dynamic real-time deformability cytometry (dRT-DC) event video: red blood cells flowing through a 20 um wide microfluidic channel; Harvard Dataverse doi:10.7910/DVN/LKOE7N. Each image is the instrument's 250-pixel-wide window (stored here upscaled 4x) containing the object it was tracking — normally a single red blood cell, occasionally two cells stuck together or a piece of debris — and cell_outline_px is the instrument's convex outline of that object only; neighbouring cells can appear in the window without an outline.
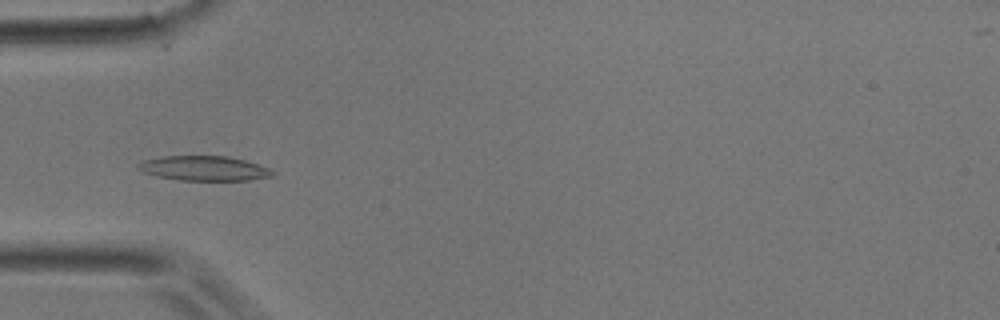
{"species": "common noctule bat (a hibernating species)", "species_latin": "Nyctalus noctula", "temperature_condition": "room temperature", "stored_images_in_passage": 46, "camera_frame_rate_fps": 3000, "um_per_image_px": 0.085, "animal": {"sex": "male", "body_mass_g": 17.9}, "frame": {"image": 1, "passage_image": 15, "time_ms": 4.667, "image_size_px": [1000, 320], "cell_outline_px": [[276, 172], [272, 176], [248, 180], [180, 180], [156, 176], [144, 172], [136, 168], [136, 164], [140, 160], [160, 156], [228, 156], [244, 160], [268, 168]], "centroid_in_image_um": [17.27, 14.3], "position_along_channel_um": 67.7, "area_um2": 19.42}}
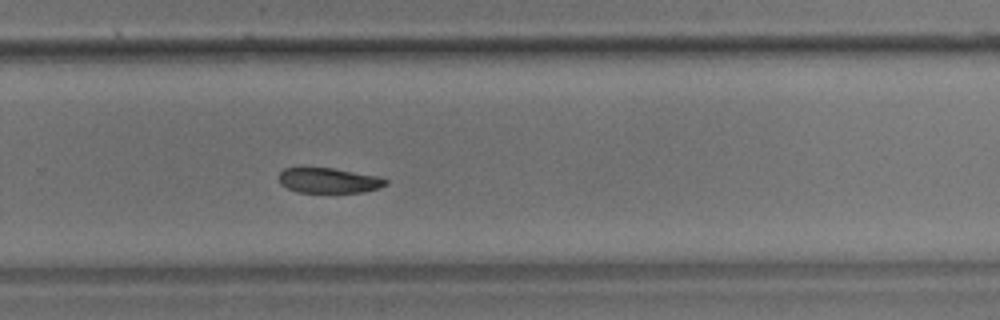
{"frame": {"image": 2, "passage_image": 31, "time_ms": 10.0, "image_size_px": [1000, 320], "cell_outline_px": [[388, 184], [380, 188], [364, 192], [296, 192], [280, 184], [280, 172], [284, 168], [332, 168], [376, 176], [388, 180]], "centroid_in_image_um": [27.96, 15.35], "position_along_channel_um": 301.8, "area_um2": 15.49}}
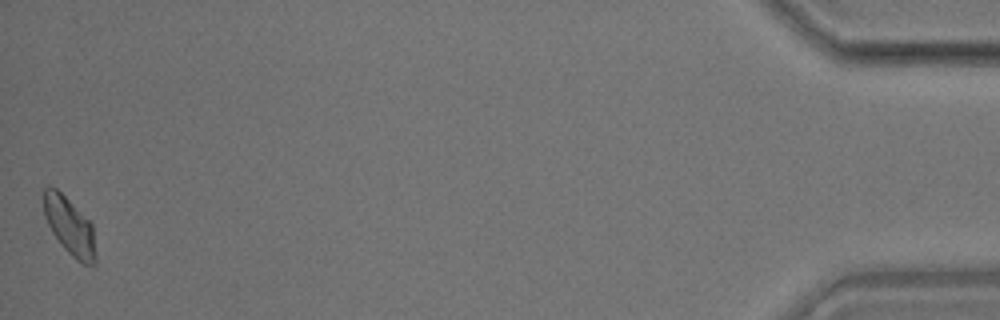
{"frame": {"image": 3, "passage_image": 46, "time_ms": 15.0, "image_size_px": [1000, 320], "cell_outline_px": [[96, 264], [84, 264], [76, 260], [60, 244], [52, 232], [44, 216], [44, 188], [56, 188], [92, 224], [96, 256]], "centroid_in_image_um": [5.92, 19.27], "position_along_channel_um": 429.3, "area_um2": 17.05}}